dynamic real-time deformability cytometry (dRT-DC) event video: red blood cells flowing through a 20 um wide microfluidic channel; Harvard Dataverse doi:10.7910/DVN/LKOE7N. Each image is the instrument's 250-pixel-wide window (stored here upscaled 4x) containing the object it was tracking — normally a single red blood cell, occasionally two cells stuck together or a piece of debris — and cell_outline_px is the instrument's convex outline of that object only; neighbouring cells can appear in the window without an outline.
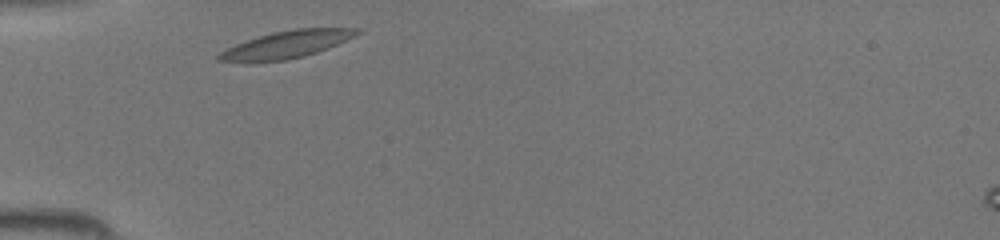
{"species": "common noctule bat (a hibernating species)", "species_latin": "Nyctalus noctula", "temperature_condition": "room temperature", "stored_images_in_passage": 25, "camera_frame_rate_fps": 3000, "um_per_image_px": 0.085, "animal": {"sex": "female", "body_mass_g": 19.5, "forearm_length_mm": 54.1}, "frame": {"image": 1, "passage_image": 1, "time_ms": 0.0, "image_size_px": [1000, 240], "cell_outline_px": [[364, 32], [356, 36], [328, 48], [304, 56], [288, 60], [252, 64], [248, 64], [216, 60], [216, 56], [220, 52], [236, 44], [272, 32], [296, 28], [360, 28]], "centroid_in_image_um": [24.34, 3.81], "position_along_channel_um": 60.7, "area_um2": 22.48}}
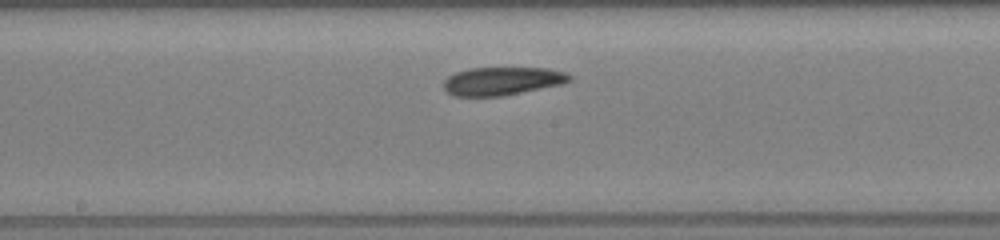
{"frame": {"image": 2, "passage_image": 11, "time_ms": 3.333, "image_size_px": [1000, 240], "cell_outline_px": [[572, 80], [560, 84], [500, 96], [452, 96], [444, 88], [444, 80], [448, 76], [456, 72], [472, 68], [548, 68], [564, 72], [572, 76]], "centroid_in_image_um": [42.66, 6.88], "position_along_channel_um": 205.5, "area_um2": 20.4}}
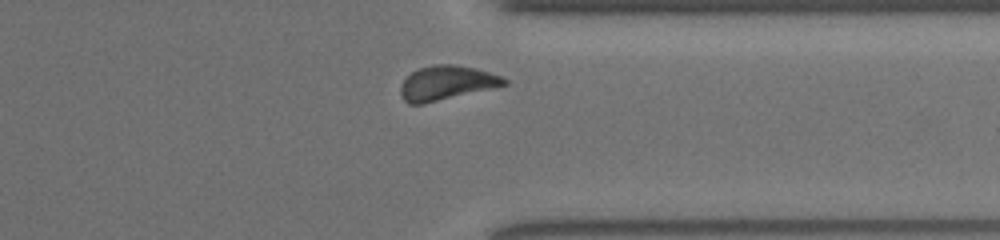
{"frame": {"image": 3, "passage_image": 22, "time_ms": 7.0, "image_size_px": [1000, 240], "cell_outline_px": [[508, 84], [492, 88], [420, 104], [408, 104], [400, 96], [400, 88], [404, 80], [412, 72], [420, 68], [432, 64], [452, 64], [476, 68], [500, 76], [508, 80]], "centroid_in_image_um": [37.93, 7.04], "position_along_channel_um": 373.5, "area_um2": 20.4}}